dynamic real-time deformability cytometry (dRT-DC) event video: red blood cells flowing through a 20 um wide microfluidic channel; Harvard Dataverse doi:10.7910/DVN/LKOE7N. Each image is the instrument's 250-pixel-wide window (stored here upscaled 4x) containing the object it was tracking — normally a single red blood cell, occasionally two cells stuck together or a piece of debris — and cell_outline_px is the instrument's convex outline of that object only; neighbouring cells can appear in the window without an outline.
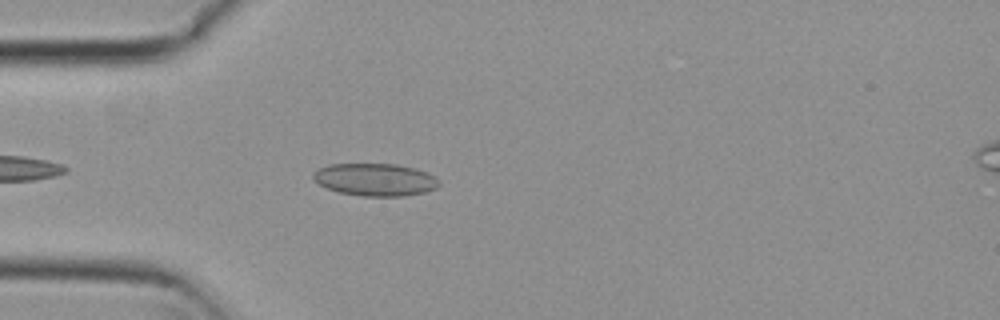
{"species": "common noctule bat (a hibernating species)", "species_latin": "Nyctalus noctula", "temperature_condition": "cold", "stored_images_in_passage": 2, "camera_frame_rate_fps": 3000, "um_per_image_px": 0.085, "animal": {"sex": "female", "body_mass_g": 29.2, "forearm_length_mm": 56.3}, "frame": {"image": 1, "passage_image": 2, "time_ms": 0.333, "image_size_px": [1000, 320], "cell_outline_px": [[440, 184], [436, 188], [424, 192], [404, 196], [364, 196], [340, 192], [328, 188], [312, 180], [312, 172], [328, 164], [396, 164], [416, 168], [428, 172], [440, 180]], "centroid_in_image_um": [31.91, 15.26], "position_along_channel_um": 53.1, "area_um2": 23.93}}